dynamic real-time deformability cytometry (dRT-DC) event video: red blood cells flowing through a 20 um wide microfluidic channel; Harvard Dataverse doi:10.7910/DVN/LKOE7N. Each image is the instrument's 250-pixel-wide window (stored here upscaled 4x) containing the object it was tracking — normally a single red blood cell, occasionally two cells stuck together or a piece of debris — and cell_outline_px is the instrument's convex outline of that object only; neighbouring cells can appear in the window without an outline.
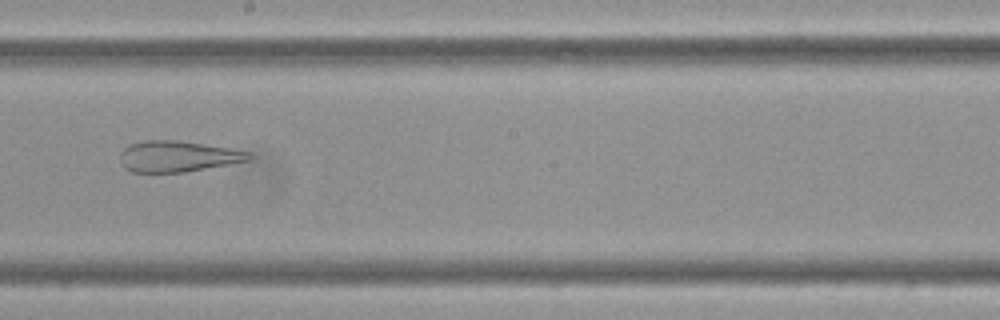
{"species": "Egyptian fruit bat (a non-hibernating species)", "species_latin": "Rousettus aegyptiacus", "temperature_condition": "cold", "stored_images_in_passage": 57, "camera_frame_rate_fps": 3000, "um_per_image_px": 0.085, "frame": {"image": 1, "passage_image": 31, "time_ms": 10.0, "image_size_px": [1000, 320], "cell_outline_px": [[252, 160], [184, 172], [132, 172], [124, 168], [120, 164], [120, 152], [124, 148], [132, 144], [144, 140], [176, 140], [204, 144], [228, 148], [248, 152], [252, 156]], "centroid_in_image_um": [15.08, 13.3], "position_along_channel_um": 233.1, "area_um2": 23.18}}
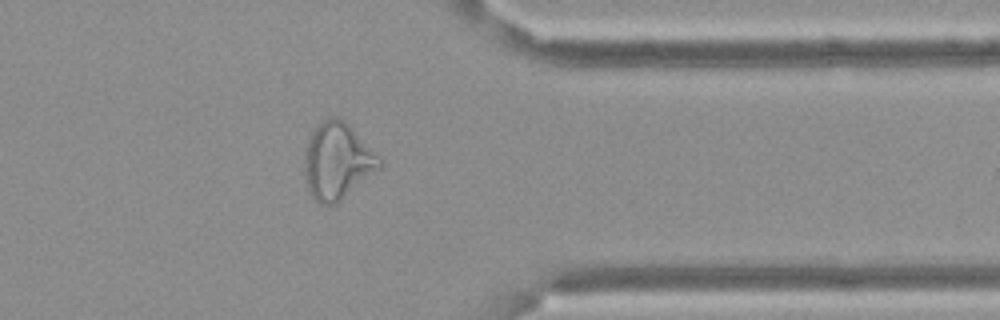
{"frame": {"image": 2, "passage_image": 45, "time_ms": 14.667, "image_size_px": [1000, 320], "cell_outline_px": [[384, 164], [380, 168], [336, 204], [320, 204], [312, 196], [308, 188], [304, 176], [304, 152], [308, 140], [312, 132], [324, 120], [332, 116], [340, 116], [384, 160]], "centroid_in_image_um": [28.68, 13.69], "position_along_channel_um": 382.7, "area_um2": 33.41}}
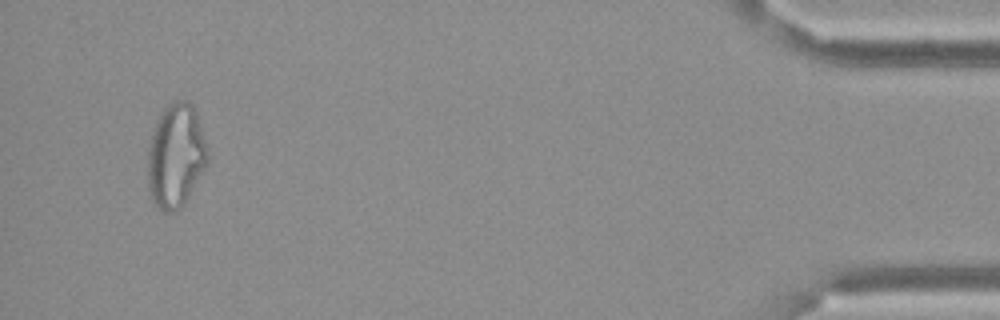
{"frame": {"image": 3, "passage_image": 54, "time_ms": 17.667, "image_size_px": [1000, 320], "cell_outline_px": [[208, 164], [184, 204], [180, 208], [172, 212], [164, 212], [152, 200], [148, 184], [148, 152], [152, 132], [156, 120], [160, 112], [172, 100], [188, 100], [192, 104], [196, 112], [200, 124], [208, 152]], "centroid_in_image_um": [14.95, 13.22], "position_along_channel_um": 420.3, "area_um2": 36.36}}